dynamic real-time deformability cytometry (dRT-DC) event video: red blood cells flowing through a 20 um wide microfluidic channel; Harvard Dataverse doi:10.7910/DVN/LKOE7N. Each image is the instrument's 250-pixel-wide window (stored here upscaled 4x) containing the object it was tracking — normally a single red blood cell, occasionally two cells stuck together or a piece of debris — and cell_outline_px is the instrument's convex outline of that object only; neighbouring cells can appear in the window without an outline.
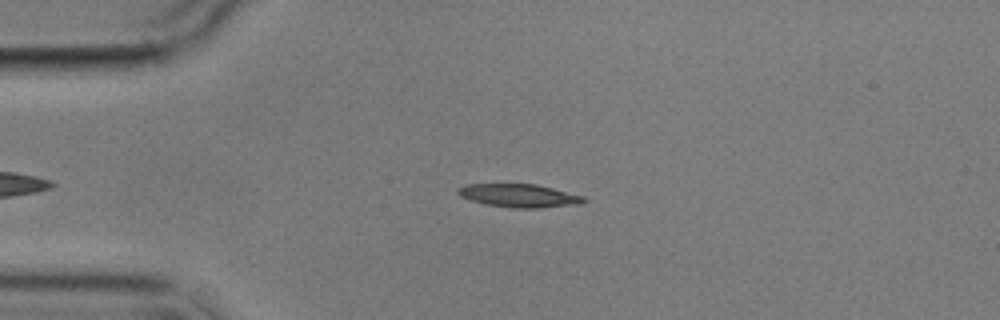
{"species": "common noctule bat (a hibernating species)", "species_latin": "Nyctalus noctula", "temperature_condition": "cold", "stored_images_in_passage": 4, "camera_frame_rate_fps": 3000, "um_per_image_px": 0.085, "animal": {"sex": "male", "body_mass_g": 17.9}, "frame": {"image": 1, "passage_image": 2, "time_ms": 2.0, "image_size_px": [1000, 320], "cell_outline_px": [[588, 200], [580, 204], [540, 208], [512, 208], [484, 204], [460, 196], [456, 192], [456, 188], [468, 184], [536, 184], [584, 196]], "centroid_in_image_um": [44.13, 16.63], "position_along_channel_um": 40.9, "area_um2": 17.11}}
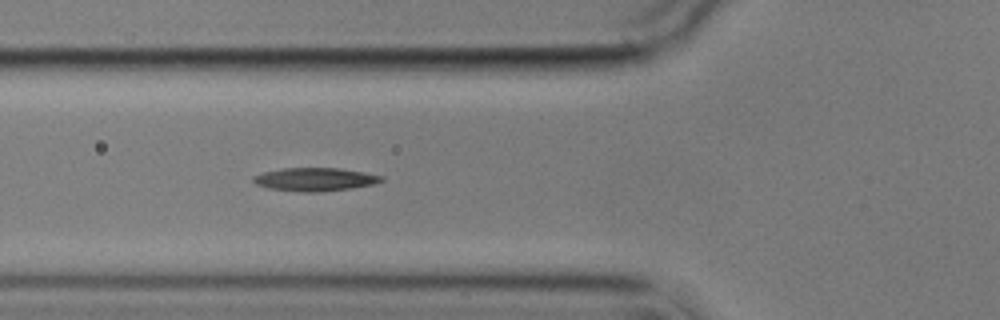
{"frame": {"image": 2, "passage_image": 4, "time_ms": 4.333, "image_size_px": [1000, 320], "cell_outline_px": [[384, 180], [376, 184], [352, 188], [320, 192], [300, 192], [268, 188], [256, 184], [252, 180], [252, 176], [264, 172], [284, 168], [340, 168], [364, 172], [384, 176]], "centroid_in_image_um": [26.8, 15.25], "position_along_channel_um": 99.0, "area_um2": 17.51}}